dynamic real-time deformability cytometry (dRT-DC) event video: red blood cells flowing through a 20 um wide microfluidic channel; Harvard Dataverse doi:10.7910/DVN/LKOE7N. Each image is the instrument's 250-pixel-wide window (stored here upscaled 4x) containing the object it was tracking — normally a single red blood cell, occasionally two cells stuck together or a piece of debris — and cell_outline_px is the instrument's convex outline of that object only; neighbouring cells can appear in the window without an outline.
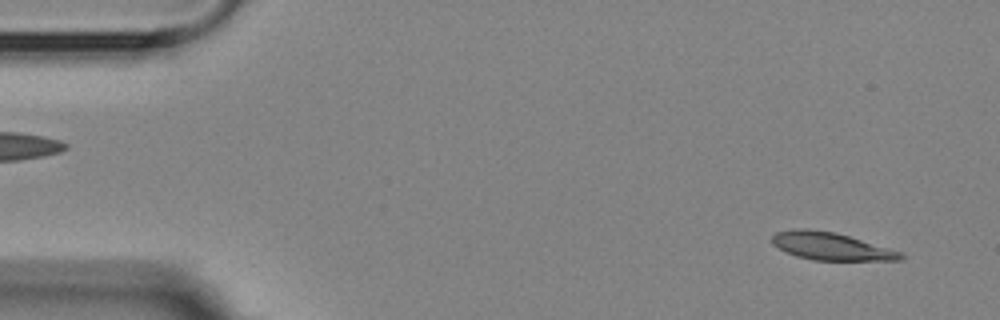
{"species": "Egyptian fruit bat (a non-hibernating species)", "species_latin": "Rousettus aegyptiacus", "temperature_condition": "room temperature", "stored_images_in_passage": 5, "segment_of_instrument_passage": [2, 2], "camera_frame_rate_fps": 3000, "um_per_image_px": 0.085, "animal": {"sex": "female"}, "frame": {"image": 1, "passage_image": 5, "time_ms": 5.333, "image_size_px": [1000, 320], "cell_outline_px": [[904, 260], [812, 260], [796, 256], [772, 244], [772, 236], [776, 232], [796, 228], [804, 228], [836, 232], [904, 252]], "centroid_in_image_um": [70.67, 20.93], "position_along_channel_um": 14.3, "area_um2": 20.75}}